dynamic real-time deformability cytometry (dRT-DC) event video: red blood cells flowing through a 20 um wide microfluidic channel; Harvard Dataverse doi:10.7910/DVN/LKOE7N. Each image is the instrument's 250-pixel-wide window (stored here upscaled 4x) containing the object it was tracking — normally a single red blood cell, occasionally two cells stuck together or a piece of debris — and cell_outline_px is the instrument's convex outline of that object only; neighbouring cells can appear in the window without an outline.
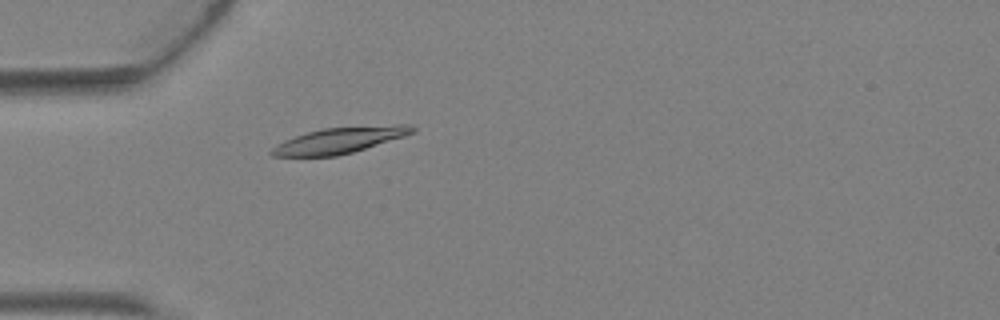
{"species": "Egyptian fruit bat (a non-hibernating species)", "species_latin": "Rousettus aegyptiacus", "temperature_condition": "warm", "stored_images_in_passage": 1, "camera_frame_rate_fps": 3000, "um_per_image_px": 0.085, "animal": {"sex": "female"}, "frame": {"image": 1, "passage_image": 1, "time_ms": 0.0, "image_size_px": [1000, 320], "cell_outline_px": [[416, 132], [404, 136], [352, 152], [336, 156], [272, 156], [268, 152], [272, 148], [284, 140], [308, 132], [324, 128], [396, 124], [408, 124], [416, 128]], "centroid_in_image_um": [28.88, 11.92], "position_along_channel_um": 56.1, "area_um2": 21.1}}